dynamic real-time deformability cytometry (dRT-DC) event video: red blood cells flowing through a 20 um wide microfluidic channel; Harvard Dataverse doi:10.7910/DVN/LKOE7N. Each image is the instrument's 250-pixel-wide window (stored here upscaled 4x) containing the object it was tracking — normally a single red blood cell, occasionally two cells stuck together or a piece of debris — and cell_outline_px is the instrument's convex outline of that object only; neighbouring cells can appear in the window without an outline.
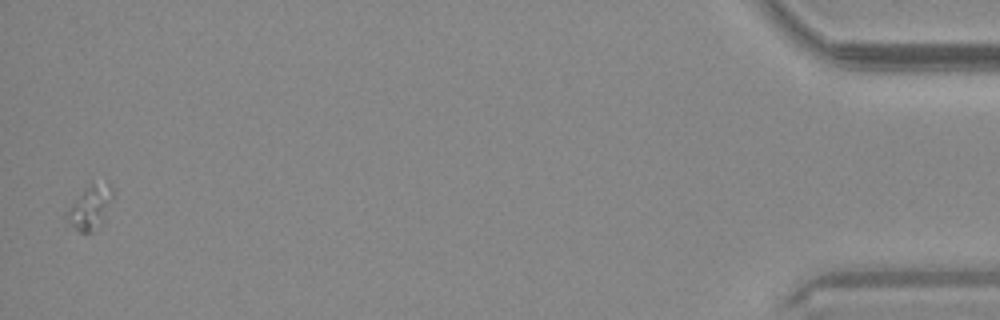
{"species": "common noctule bat (a hibernating species)", "species_latin": "Nyctalus noctula", "temperature_condition": "warm", "stored_images_in_passage": 45, "camera_frame_rate_fps": 3000, "um_per_image_px": 0.085, "animal": {"sex": "male", "body_mass_g": 20.4}, "frame": {"image": 1, "passage_image": 45, "time_ms": 14.667, "image_size_px": [1000, 320], "cell_outline_px": [[112, 200], [104, 220], [100, 228], [92, 232], [80, 232], [64, 216], [72, 204], [92, 184], [108, 184], [112, 188]], "centroid_in_image_um": [7.7, 17.7], "position_along_channel_um": 427.5, "area_um2": 11.1}}